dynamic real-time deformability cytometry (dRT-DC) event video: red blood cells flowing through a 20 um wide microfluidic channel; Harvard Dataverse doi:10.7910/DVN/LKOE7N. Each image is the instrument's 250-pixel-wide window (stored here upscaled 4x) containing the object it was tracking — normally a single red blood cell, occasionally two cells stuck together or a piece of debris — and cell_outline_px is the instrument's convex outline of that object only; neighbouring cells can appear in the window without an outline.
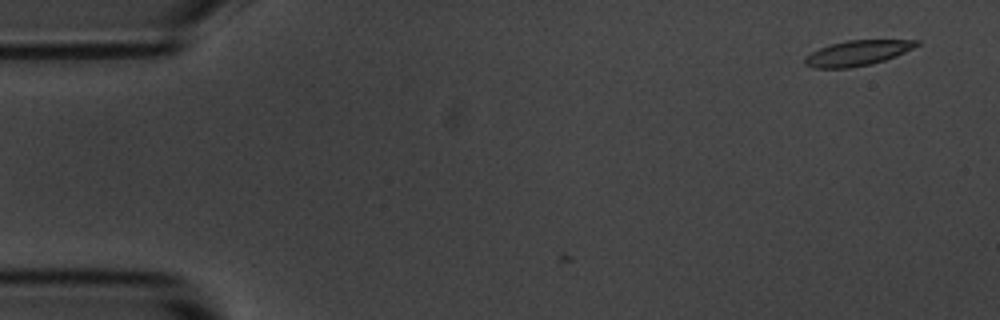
{"species": "common noctule bat (a hibernating species)", "species_latin": "Nyctalus noctula", "temperature_condition": "room temperature", "stored_images_in_passage": 2, "camera_frame_rate_fps": 3000, "um_per_image_px": 0.085, "animal": {"sex": "male", "body_mass_g": 20.1, "forearm_length_mm": 53.5}, "frame": {"image": 1, "passage_image": 2, "time_ms": 1.0, "image_size_px": [1000, 320], "cell_outline_px": [[920, 44], [896, 56], [872, 64], [848, 68], [812, 68], [804, 64], [804, 56], [820, 48], [832, 44], [848, 40], [920, 40]], "centroid_in_image_um": [72.85, 4.51], "position_along_channel_um": 12.1, "area_um2": 16.36}}